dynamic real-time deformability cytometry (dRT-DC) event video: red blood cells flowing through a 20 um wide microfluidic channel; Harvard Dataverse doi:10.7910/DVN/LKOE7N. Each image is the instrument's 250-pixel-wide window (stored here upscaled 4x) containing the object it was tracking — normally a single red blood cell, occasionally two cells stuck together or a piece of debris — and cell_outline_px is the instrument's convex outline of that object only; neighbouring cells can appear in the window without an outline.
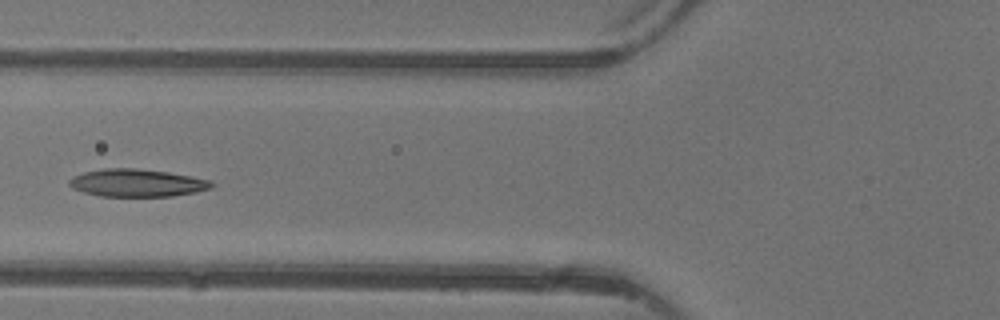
{"species": "common noctule bat (a hibernating species)", "species_latin": "Nyctalus noctula", "temperature_condition": "warm", "stored_images_in_passage": 5, "camera_frame_rate_fps": 3000, "um_per_image_px": 0.085, "animal": {"sex": "female"}, "frame": {"image": 1, "passage_image": 4, "time_ms": 4.333, "image_size_px": [1000, 320], "cell_outline_px": [[216, 184], [212, 188], [196, 192], [172, 196], [100, 196], [84, 192], [72, 188], [68, 184], [68, 180], [72, 176], [84, 172], [104, 168], [136, 168], [168, 172], [212, 180]], "centroid_in_image_um": [11.66, 15.54], "position_along_channel_um": 114.1, "area_um2": 23.06}}
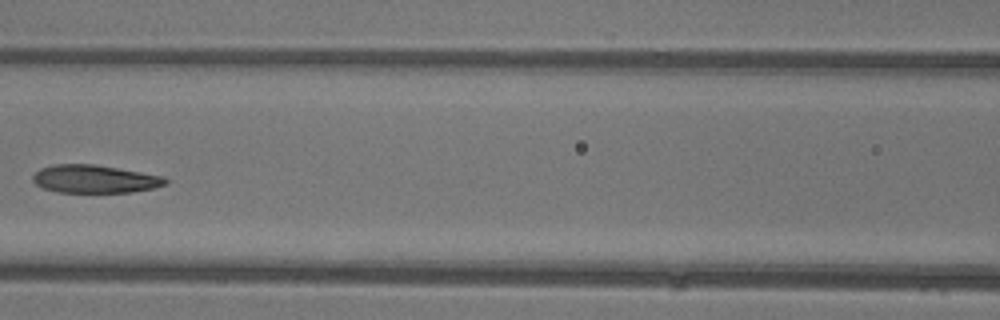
{"frame": {"image": 2, "passage_image": 5, "time_ms": 5.333, "image_size_px": [1000, 320], "cell_outline_px": [[168, 184], [152, 188], [132, 192], [56, 192], [44, 188], [36, 184], [32, 180], [32, 176], [40, 168], [52, 164], [92, 164], [164, 176], [168, 180]], "centroid_in_image_um": [8.03, 15.21], "position_along_channel_um": 158.6, "area_um2": 21.56}}